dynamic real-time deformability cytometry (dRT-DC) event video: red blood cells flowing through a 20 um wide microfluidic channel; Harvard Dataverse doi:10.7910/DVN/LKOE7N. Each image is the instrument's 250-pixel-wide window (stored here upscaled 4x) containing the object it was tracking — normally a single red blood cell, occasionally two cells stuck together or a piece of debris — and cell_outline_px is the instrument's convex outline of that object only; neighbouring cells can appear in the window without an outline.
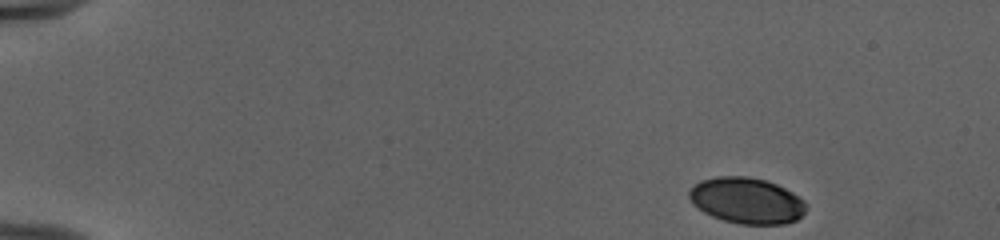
{"species": "human", "species_latin": "Homo sapiens", "temperature_condition": "cold", "stored_images_in_passage": 47, "camera_frame_rate_fps": 3000, "um_per_image_px": 0.085, "donor": {"sex": "female"}, "frame": {"image": 1, "passage_image": 1, "time_ms": 0.0, "image_size_px": [1000, 240], "cell_outline_px": [[808, 208], [796, 220], [784, 224], [740, 224], [724, 220], [712, 216], [704, 212], [692, 204], [688, 196], [688, 192], [700, 180], [716, 176], [748, 176], [764, 180], [776, 184], [792, 192], [804, 200]], "centroid_in_image_um": [63.46, 17.05], "position_along_channel_um": 21.5, "area_um2": 31.39}}
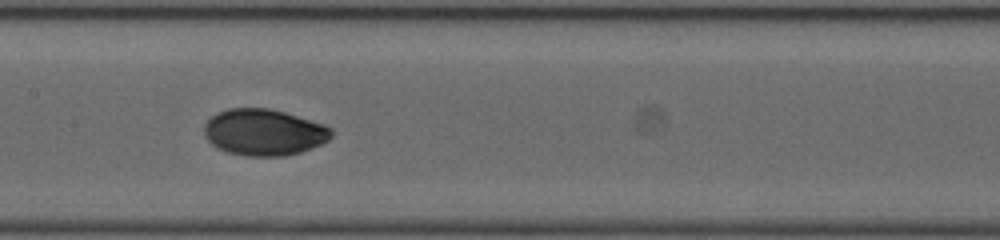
{"frame": {"image": 2, "passage_image": 23, "time_ms": 7.333, "image_size_px": [1000, 240], "cell_outline_px": [[332, 136], [328, 140], [320, 144], [300, 152], [284, 156], [244, 156], [228, 152], [212, 144], [204, 136], [204, 124], [216, 112], [228, 108], [268, 108], [284, 112], [324, 124], [332, 128]], "centroid_in_image_um": [22.42, 11.24], "position_along_channel_um": 185.0, "area_um2": 34.39}}
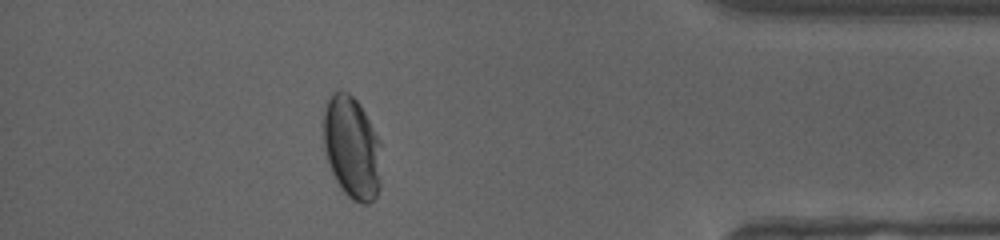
{"frame": {"image": 3, "passage_image": 42, "time_ms": 13.667, "image_size_px": [1000, 240], "cell_outline_px": [[380, 188], [376, 196], [368, 204], [360, 204], [352, 200], [340, 188], [332, 172], [324, 148], [324, 112], [328, 100], [336, 92], [348, 92], [360, 104], [380, 140]], "centroid_in_image_um": [29.93, 12.59], "position_along_channel_um": 405.3, "area_um2": 34.33}, "authors_computed_cell_mechanics": {"area_um2": 33.6396, "velocity_mm_per_s": 3.9699, "shape_relaxation_time_tau1_ms": 4.0567, "shape_relaxation_time_tau2_ms": null, "deformation_change_tau1": 0.1652, "deformation_change_tau2": null}}